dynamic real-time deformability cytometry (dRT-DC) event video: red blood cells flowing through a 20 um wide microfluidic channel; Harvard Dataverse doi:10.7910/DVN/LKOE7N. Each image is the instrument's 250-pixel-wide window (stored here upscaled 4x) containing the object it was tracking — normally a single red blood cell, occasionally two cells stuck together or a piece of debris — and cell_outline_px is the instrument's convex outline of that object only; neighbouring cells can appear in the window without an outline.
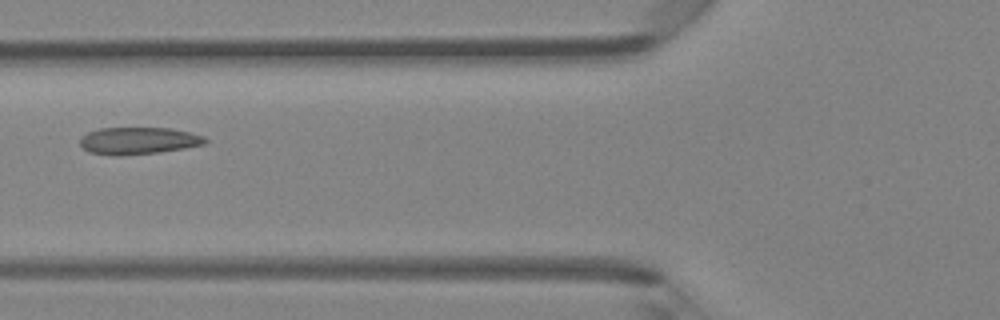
{"species": "Egyptian fruit bat (a non-hibernating species)", "species_latin": "Rousettus aegyptiacus", "temperature_condition": "room temperature", "stored_images_in_passage": 5, "camera_frame_rate_fps": 3000, "um_per_image_px": 0.085, "animal": {"sex": "female"}, "frame": {"image": 1, "passage_image": 5, "time_ms": 1.333, "image_size_px": [1000, 320], "cell_outline_px": [[208, 140], [204, 144], [184, 148], [160, 152], [120, 156], [116, 156], [88, 152], [80, 144], [80, 136], [88, 132], [100, 128], [172, 128], [204, 136]], "centroid_in_image_um": [11.74, 11.96], "position_along_channel_um": 114.1, "area_um2": 19.83}}